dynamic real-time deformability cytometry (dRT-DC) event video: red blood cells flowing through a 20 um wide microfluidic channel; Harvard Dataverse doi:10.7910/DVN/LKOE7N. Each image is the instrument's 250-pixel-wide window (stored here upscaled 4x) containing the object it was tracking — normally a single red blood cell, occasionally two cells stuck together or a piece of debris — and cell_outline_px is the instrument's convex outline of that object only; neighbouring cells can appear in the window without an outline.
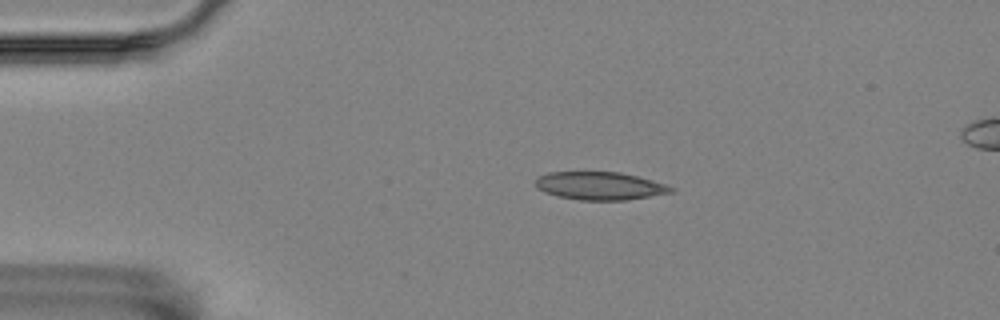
{"species": "Egyptian fruit bat (a non-hibernating species)", "species_latin": "Rousettus aegyptiacus", "temperature_condition": "room temperature", "stored_images_in_passage": 3, "camera_frame_rate_fps": 3000, "um_per_image_px": 0.085, "animal": {"sex": "female"}, "frame": {"image": 1, "passage_image": 1, "time_ms": 0.0, "image_size_px": [1000, 320], "cell_outline_px": [[676, 192], [628, 200], [580, 200], [556, 196], [544, 192], [536, 188], [536, 180], [540, 176], [548, 172], [620, 172], [652, 180], [676, 188]], "centroid_in_image_um": [51.01, 15.81], "position_along_channel_um": 34.0, "area_um2": 22.2}}